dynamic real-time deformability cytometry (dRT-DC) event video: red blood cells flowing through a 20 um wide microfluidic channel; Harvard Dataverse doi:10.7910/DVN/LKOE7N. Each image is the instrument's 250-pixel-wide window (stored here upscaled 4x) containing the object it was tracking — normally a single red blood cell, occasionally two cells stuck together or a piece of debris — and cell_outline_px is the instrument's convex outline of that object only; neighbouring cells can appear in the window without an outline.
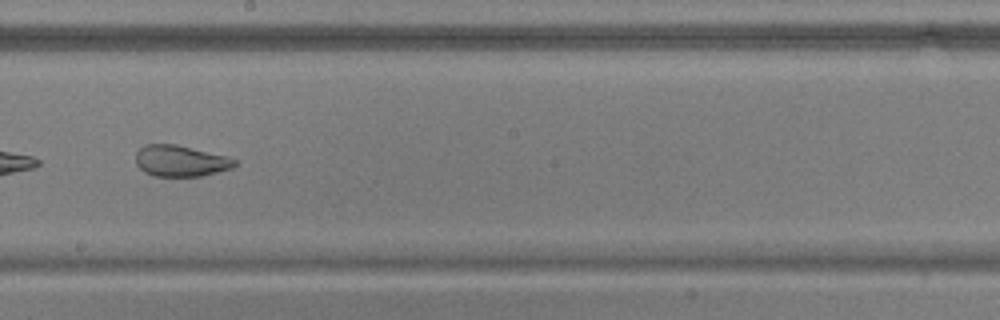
{"species": "common noctule bat (a hibernating species)", "species_latin": "Nyctalus noctula", "temperature_condition": "warm", "stored_images_in_passage": 51, "camera_frame_rate_fps": 3000, "um_per_image_px": 0.085, "animal": {"sex": "male", "body_mass_g": 17.9, "forearm_length_mm": 54.2}, "frame": {"image": 1, "passage_image": 30, "time_ms": 9.667, "image_size_px": [1000, 320], "cell_outline_px": [[236, 164], [232, 168], [200, 176], [152, 176], [144, 172], [136, 164], [136, 152], [144, 144], [176, 144], [228, 156], [236, 160]], "centroid_in_image_um": [15.33, 13.67], "position_along_channel_um": 232.9, "area_um2": 18.03}, "authors_computed_cell_mechanics": {"area_um2": 25.721, "velocity_mm_per_s": 3.8056, "shape_relaxation_time_tau1_ms": null, "shape_relaxation_time_tau2_ms": 1.0984, "deformation_change_tau1": null, "deformation_change_tau2": 0.0807}}